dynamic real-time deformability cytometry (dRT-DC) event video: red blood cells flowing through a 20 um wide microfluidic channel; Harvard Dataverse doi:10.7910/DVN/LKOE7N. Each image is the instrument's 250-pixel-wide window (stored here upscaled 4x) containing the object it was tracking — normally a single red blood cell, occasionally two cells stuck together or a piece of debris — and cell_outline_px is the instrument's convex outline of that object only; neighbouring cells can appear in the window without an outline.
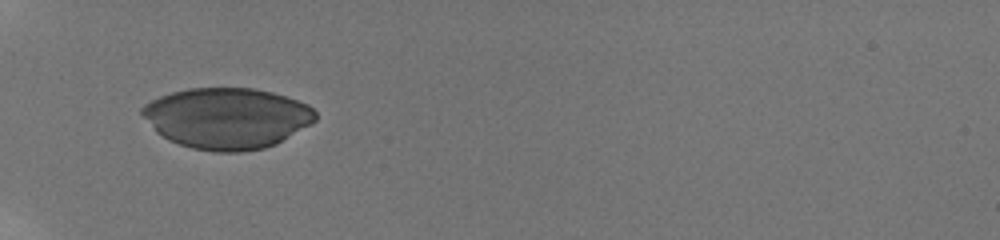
{"species": "human", "species_latin": "Homo sapiens", "temperature_condition": "room temperature", "stored_images_in_passage": 29, "camera_frame_rate_fps": 3000, "um_per_image_px": 0.085, "donor": {"sex": "male"}, "frame": {"image": 1, "passage_image": 1, "time_ms": 0.0, "image_size_px": [1000, 240], "cell_outline_px": [[316, 120], [312, 124], [276, 144], [264, 148], [240, 152], [212, 152], [192, 148], [168, 140], [156, 132], [140, 112], [140, 108], [144, 104], [160, 96], [172, 92], [188, 88], [252, 88], [272, 92], [308, 104], [316, 112]], "centroid_in_image_um": [19.29, 10.05], "position_along_channel_um": 65.7, "area_um2": 61.73}}
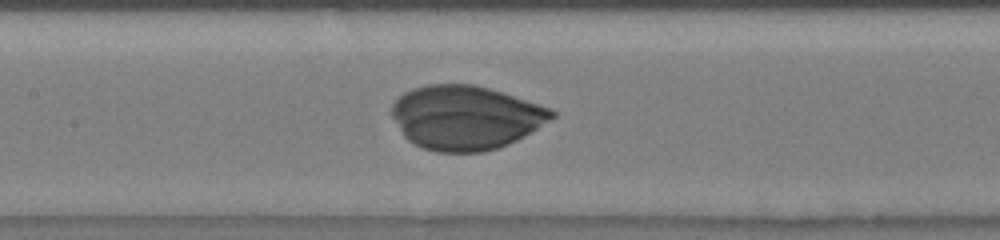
{"frame": {"image": 2, "passage_image": 10, "time_ms": 3.0, "image_size_px": [1000, 240], "cell_outline_px": [[556, 116], [524, 136], [508, 144], [496, 148], [480, 152], [436, 152], [424, 148], [408, 140], [404, 136], [392, 116], [392, 104], [404, 92], [412, 88], [428, 84], [472, 84], [488, 88], [540, 104], [552, 108], [556, 112]], "centroid_in_image_um": [39.57, 9.98], "position_along_channel_um": 167.8, "area_um2": 59.48}}
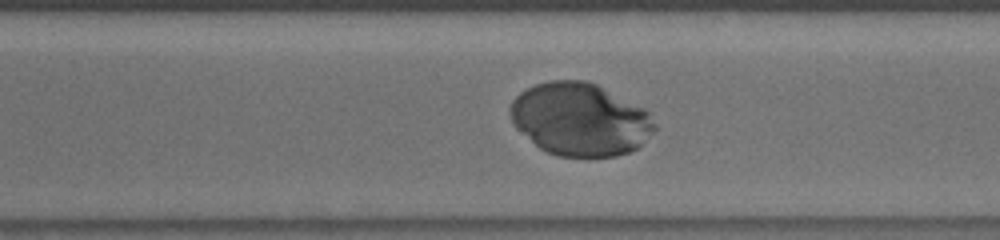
{"frame": {"image": 3, "passage_image": 21, "time_ms": 7.0, "image_size_px": [1000, 240], "cell_outline_px": [[656, 128], [636, 148], [628, 152], [616, 156], [556, 156], [540, 148], [512, 120], [508, 112], [508, 108], [512, 100], [520, 92], [536, 84], [548, 80], [588, 80], [652, 112], [656, 124]], "centroid_in_image_um": [49.33, 10.12], "position_along_channel_um": 321.3, "area_um2": 60.86}}